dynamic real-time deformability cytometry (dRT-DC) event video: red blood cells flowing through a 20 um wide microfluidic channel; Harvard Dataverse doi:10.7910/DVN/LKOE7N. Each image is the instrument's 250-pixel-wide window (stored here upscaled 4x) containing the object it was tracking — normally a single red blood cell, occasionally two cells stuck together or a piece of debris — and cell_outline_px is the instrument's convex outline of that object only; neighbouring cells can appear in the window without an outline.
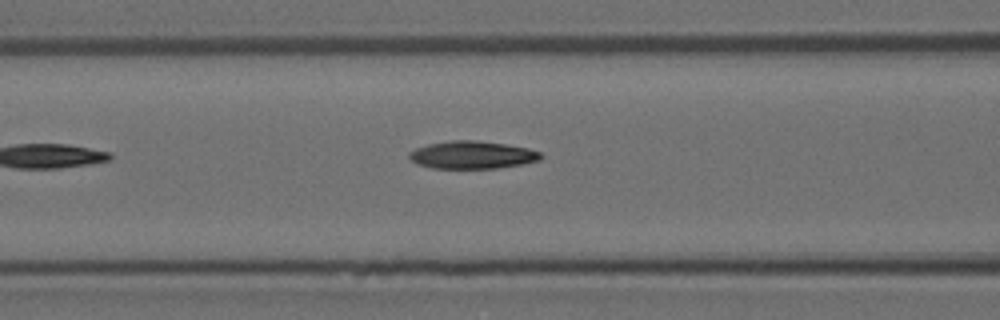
{"species": "Egyptian fruit bat (a non-hibernating species)", "species_latin": "Rousettus aegyptiacus", "temperature_condition": "room temperature", "stored_images_in_passage": 5, "camera_frame_rate_fps": 3000, "um_per_image_px": 0.085, "animal": {"sex": "female"}, "frame": {"image": 1, "passage_image": 5, "time_ms": 1.333, "image_size_px": [1000, 320], "cell_outline_px": [[544, 156], [540, 160], [520, 164], [496, 168], [432, 168], [416, 164], [408, 156], [408, 152], [416, 148], [428, 144], [452, 140], [476, 140], [504, 144], [528, 148], [540, 152]], "centroid_in_image_um": [40.12, 13.16], "position_along_channel_um": 126.5, "area_um2": 21.15}}